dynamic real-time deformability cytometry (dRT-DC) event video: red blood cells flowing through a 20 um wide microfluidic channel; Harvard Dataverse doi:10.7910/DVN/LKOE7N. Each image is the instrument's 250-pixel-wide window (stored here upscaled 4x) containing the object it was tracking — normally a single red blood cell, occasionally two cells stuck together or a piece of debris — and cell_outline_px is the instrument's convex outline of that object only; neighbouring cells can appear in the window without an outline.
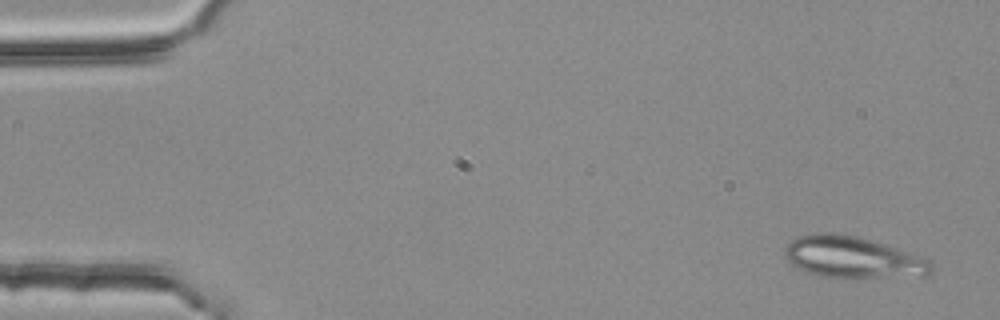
{"species": "common noctule bat (a hibernating species)", "species_latin": "Nyctalus noctula", "temperature_condition": "room temperature", "stored_images_in_passage": 3, "camera_frame_rate_fps": 3000, "um_per_image_px": 0.085, "animal": {"sex": "female", "body_mass_g": 25.1}, "frame": {"image": 1, "passage_image": 1, "time_ms": 0.0, "image_size_px": [1000, 320], "cell_outline_px": [[932, 272], [924, 276], [848, 280], [820, 276], [808, 272], [792, 264], [784, 256], [784, 248], [796, 236], [812, 232], [836, 232], [856, 236], [932, 260]], "centroid_in_image_um": [72.47, 21.91], "position_along_channel_um": 12.5, "area_um2": 36.24}}